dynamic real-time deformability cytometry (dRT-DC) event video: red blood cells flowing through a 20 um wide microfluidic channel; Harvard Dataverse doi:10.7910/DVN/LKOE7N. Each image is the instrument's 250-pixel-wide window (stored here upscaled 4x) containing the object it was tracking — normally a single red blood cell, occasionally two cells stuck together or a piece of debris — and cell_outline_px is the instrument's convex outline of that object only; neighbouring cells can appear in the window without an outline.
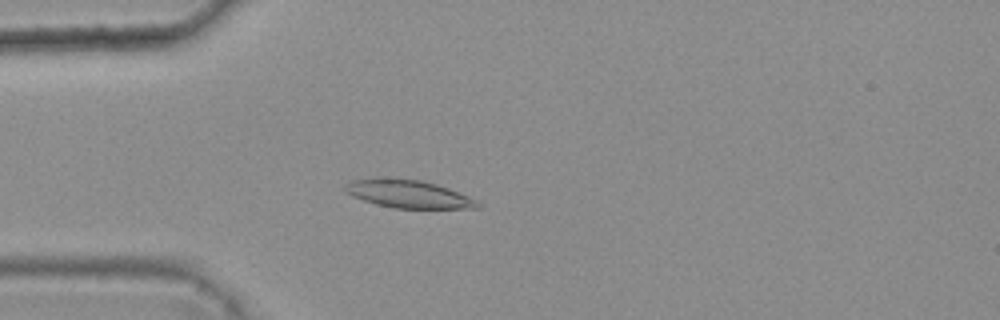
{"species": "common noctule bat (a hibernating species)", "species_latin": "Nyctalus noctula", "temperature_condition": "warm", "stored_images_in_passage": 5, "camera_frame_rate_fps": 3000, "um_per_image_px": 0.085, "animal": {"sex": "female", "body_mass_g": 25.1}, "frame": {"image": 1, "passage_image": 5, "time_ms": 1.333, "image_size_px": [1000, 320], "cell_outline_px": [[480, 208], [392, 208], [376, 204], [352, 196], [344, 192], [344, 184], [348, 180], [376, 176], [420, 180], [436, 184], [448, 188], [480, 200]], "centroid_in_image_um": [34.65, 16.46], "position_along_channel_um": 50.3, "area_um2": 22.08}}